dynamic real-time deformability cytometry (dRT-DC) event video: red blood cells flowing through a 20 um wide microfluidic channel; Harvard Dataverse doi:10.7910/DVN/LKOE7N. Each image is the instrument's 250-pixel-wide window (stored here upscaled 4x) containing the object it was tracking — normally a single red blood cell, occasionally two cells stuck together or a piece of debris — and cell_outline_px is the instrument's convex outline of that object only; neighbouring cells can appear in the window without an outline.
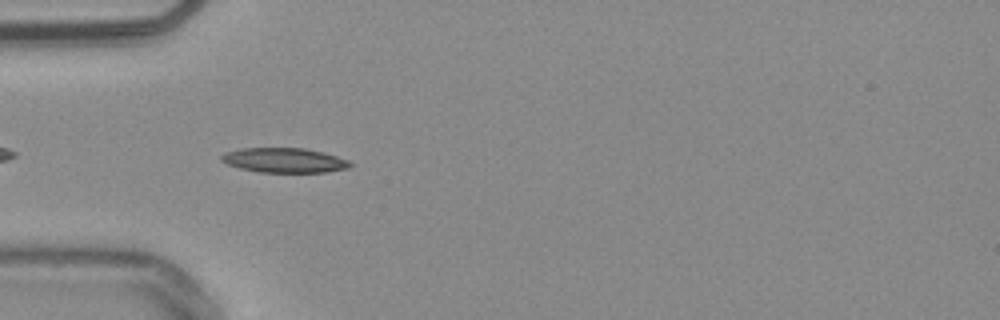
{"species": "common noctule bat (a hibernating species)", "species_latin": "Nyctalus noctula", "temperature_condition": "warm", "stored_images_in_passage": 9, "camera_frame_rate_fps": 3000, "um_per_image_px": 0.085, "animal": {"sex": "male", "body_mass_g": 20.4}, "frame": {"image": 1, "passage_image": 3, "time_ms": 0.667, "image_size_px": [1000, 320], "cell_outline_px": [[352, 164], [348, 168], [324, 172], [260, 172], [240, 168], [228, 164], [220, 160], [220, 156], [224, 152], [240, 148], [304, 148], [324, 152], [348, 160]], "centroid_in_image_um": [24.14, 13.61], "position_along_channel_um": 60.9, "area_um2": 18.5}}